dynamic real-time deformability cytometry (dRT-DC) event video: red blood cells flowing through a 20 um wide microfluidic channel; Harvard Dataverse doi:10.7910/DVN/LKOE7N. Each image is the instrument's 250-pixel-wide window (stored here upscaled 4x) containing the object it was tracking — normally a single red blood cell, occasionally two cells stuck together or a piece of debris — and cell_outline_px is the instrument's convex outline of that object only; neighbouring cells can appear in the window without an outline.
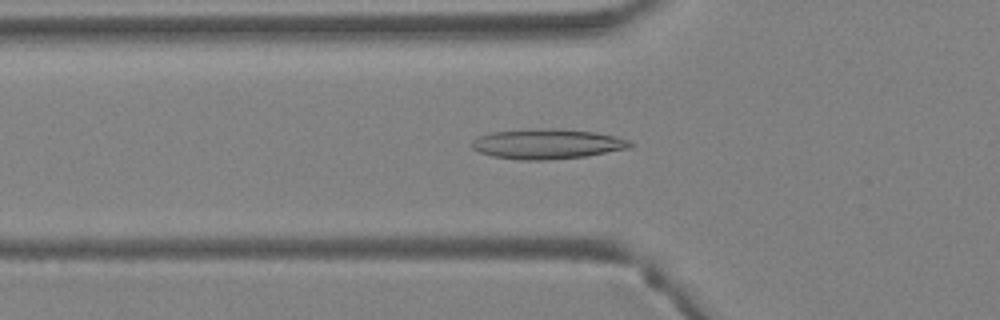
{"species": "Egyptian fruit bat (a non-hibernating species)", "species_latin": "Rousettus aegyptiacus", "temperature_condition": "warm", "stored_images_in_passage": 41, "camera_frame_rate_fps": 3000, "um_per_image_px": 0.085, "animal": {"sex": "female"}, "frame": {"image": 1, "passage_image": 15, "time_ms": 4.667, "image_size_px": [1000, 320], "cell_outline_px": [[636, 144], [628, 148], [584, 156], [544, 160], [520, 160], [492, 156], [480, 152], [472, 148], [472, 140], [480, 136], [492, 132], [540, 128], [552, 128], [596, 132], [628, 140]], "centroid_in_image_um": [46.49, 12.23], "position_along_channel_um": 79.3, "area_um2": 27.4}}
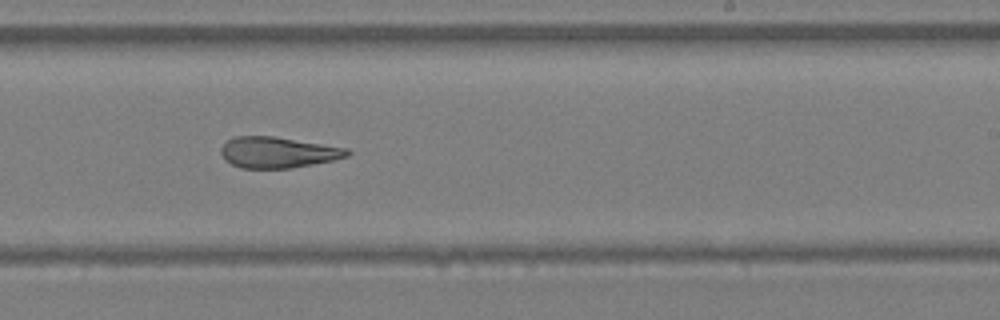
{"frame": {"image": 2, "passage_image": 26, "time_ms": 8.333, "image_size_px": [1000, 320], "cell_outline_px": [[352, 152], [348, 156], [332, 160], [292, 168], [240, 168], [232, 164], [220, 152], [220, 148], [228, 140], [236, 136], [272, 136], [348, 148]], "centroid_in_image_um": [23.63, 12.95], "position_along_channel_um": 265.4, "area_um2": 22.54}}
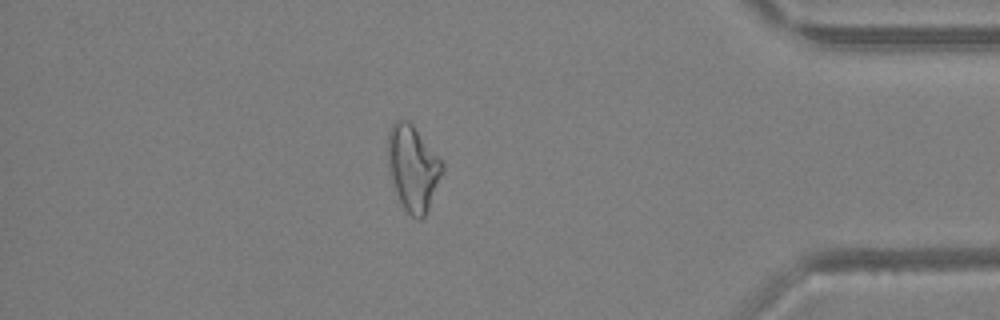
{"frame": {"image": 3, "passage_image": 36, "time_ms": 11.667, "image_size_px": [1000, 320], "cell_outline_px": [[444, 168], [428, 208], [424, 216], [420, 220], [412, 216], [404, 208], [396, 192], [388, 172], [388, 132], [392, 124], [396, 120], [408, 120], [412, 124], [444, 164]], "centroid_in_image_um": [35.07, 14.26], "position_along_channel_um": 400.1, "area_um2": 26.65}}